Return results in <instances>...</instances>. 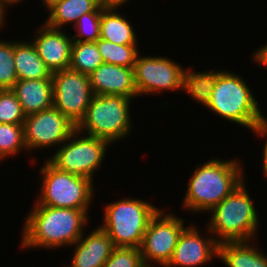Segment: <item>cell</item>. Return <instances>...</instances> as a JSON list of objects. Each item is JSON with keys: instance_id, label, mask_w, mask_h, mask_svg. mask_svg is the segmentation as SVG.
Segmentation results:
<instances>
[{"instance_id": "1", "label": "cell", "mask_w": 267, "mask_h": 267, "mask_svg": "<svg viewBox=\"0 0 267 267\" xmlns=\"http://www.w3.org/2000/svg\"><path fill=\"white\" fill-rule=\"evenodd\" d=\"M25 217L21 234L24 249H60L72 246L90 223L89 210L58 208L33 204ZM86 225V226H85Z\"/></svg>"}, {"instance_id": "2", "label": "cell", "mask_w": 267, "mask_h": 267, "mask_svg": "<svg viewBox=\"0 0 267 267\" xmlns=\"http://www.w3.org/2000/svg\"><path fill=\"white\" fill-rule=\"evenodd\" d=\"M239 161L210 158L198 164L188 179L182 208L201 214L218 205L246 179Z\"/></svg>"}, {"instance_id": "3", "label": "cell", "mask_w": 267, "mask_h": 267, "mask_svg": "<svg viewBox=\"0 0 267 267\" xmlns=\"http://www.w3.org/2000/svg\"><path fill=\"white\" fill-rule=\"evenodd\" d=\"M245 180L218 205L213 207L206 226L220 244L255 241L259 231V214Z\"/></svg>"}, {"instance_id": "4", "label": "cell", "mask_w": 267, "mask_h": 267, "mask_svg": "<svg viewBox=\"0 0 267 267\" xmlns=\"http://www.w3.org/2000/svg\"><path fill=\"white\" fill-rule=\"evenodd\" d=\"M233 71L222 70L206 108L229 122L252 130L266 119L245 79Z\"/></svg>"}, {"instance_id": "5", "label": "cell", "mask_w": 267, "mask_h": 267, "mask_svg": "<svg viewBox=\"0 0 267 267\" xmlns=\"http://www.w3.org/2000/svg\"><path fill=\"white\" fill-rule=\"evenodd\" d=\"M99 225L115 247L140 248L150 219L160 208L139 198H122L103 207Z\"/></svg>"}, {"instance_id": "6", "label": "cell", "mask_w": 267, "mask_h": 267, "mask_svg": "<svg viewBox=\"0 0 267 267\" xmlns=\"http://www.w3.org/2000/svg\"><path fill=\"white\" fill-rule=\"evenodd\" d=\"M122 95H93L84 118L76 129L86 135L108 141L124 140L134 129L130 101Z\"/></svg>"}, {"instance_id": "7", "label": "cell", "mask_w": 267, "mask_h": 267, "mask_svg": "<svg viewBox=\"0 0 267 267\" xmlns=\"http://www.w3.org/2000/svg\"><path fill=\"white\" fill-rule=\"evenodd\" d=\"M38 172L41 176V187L36 199L37 204L58 208L91 209L95 194L92 180L59 170L47 159Z\"/></svg>"}, {"instance_id": "8", "label": "cell", "mask_w": 267, "mask_h": 267, "mask_svg": "<svg viewBox=\"0 0 267 267\" xmlns=\"http://www.w3.org/2000/svg\"><path fill=\"white\" fill-rule=\"evenodd\" d=\"M111 146L104 139L83 135L76 129L47 160L59 170L94 182V173L101 168Z\"/></svg>"}, {"instance_id": "9", "label": "cell", "mask_w": 267, "mask_h": 267, "mask_svg": "<svg viewBox=\"0 0 267 267\" xmlns=\"http://www.w3.org/2000/svg\"><path fill=\"white\" fill-rule=\"evenodd\" d=\"M185 221L174 213L159 209L150 219L140 246L143 262L167 265L180 234L187 227Z\"/></svg>"}, {"instance_id": "10", "label": "cell", "mask_w": 267, "mask_h": 267, "mask_svg": "<svg viewBox=\"0 0 267 267\" xmlns=\"http://www.w3.org/2000/svg\"><path fill=\"white\" fill-rule=\"evenodd\" d=\"M133 70L139 97L143 94L158 95L164 91L182 92L185 68L165 55L163 57L138 54Z\"/></svg>"}, {"instance_id": "11", "label": "cell", "mask_w": 267, "mask_h": 267, "mask_svg": "<svg viewBox=\"0 0 267 267\" xmlns=\"http://www.w3.org/2000/svg\"><path fill=\"white\" fill-rule=\"evenodd\" d=\"M52 82L53 106L77 126L94 95L89 75L65 69L52 73Z\"/></svg>"}, {"instance_id": "12", "label": "cell", "mask_w": 267, "mask_h": 267, "mask_svg": "<svg viewBox=\"0 0 267 267\" xmlns=\"http://www.w3.org/2000/svg\"><path fill=\"white\" fill-rule=\"evenodd\" d=\"M76 130V126L54 106L29 114L23 123L27 151L59 147Z\"/></svg>"}, {"instance_id": "13", "label": "cell", "mask_w": 267, "mask_h": 267, "mask_svg": "<svg viewBox=\"0 0 267 267\" xmlns=\"http://www.w3.org/2000/svg\"><path fill=\"white\" fill-rule=\"evenodd\" d=\"M196 228L191 223L180 234L167 267H201L218 257L219 243L214 239L210 230L205 229L209 233L205 236L207 234L201 235L199 229Z\"/></svg>"}, {"instance_id": "14", "label": "cell", "mask_w": 267, "mask_h": 267, "mask_svg": "<svg viewBox=\"0 0 267 267\" xmlns=\"http://www.w3.org/2000/svg\"><path fill=\"white\" fill-rule=\"evenodd\" d=\"M32 43L51 73L69 69L73 39L63 29L53 28L45 22L37 27Z\"/></svg>"}, {"instance_id": "15", "label": "cell", "mask_w": 267, "mask_h": 267, "mask_svg": "<svg viewBox=\"0 0 267 267\" xmlns=\"http://www.w3.org/2000/svg\"><path fill=\"white\" fill-rule=\"evenodd\" d=\"M89 78L95 95H122L133 100L138 97L133 68L103 63Z\"/></svg>"}, {"instance_id": "16", "label": "cell", "mask_w": 267, "mask_h": 267, "mask_svg": "<svg viewBox=\"0 0 267 267\" xmlns=\"http://www.w3.org/2000/svg\"><path fill=\"white\" fill-rule=\"evenodd\" d=\"M85 233L72 245L75 249L68 267H103L115 248L112 240L100 226Z\"/></svg>"}, {"instance_id": "17", "label": "cell", "mask_w": 267, "mask_h": 267, "mask_svg": "<svg viewBox=\"0 0 267 267\" xmlns=\"http://www.w3.org/2000/svg\"><path fill=\"white\" fill-rule=\"evenodd\" d=\"M11 90L26 116L53 106L52 79L18 80Z\"/></svg>"}, {"instance_id": "18", "label": "cell", "mask_w": 267, "mask_h": 267, "mask_svg": "<svg viewBox=\"0 0 267 267\" xmlns=\"http://www.w3.org/2000/svg\"><path fill=\"white\" fill-rule=\"evenodd\" d=\"M257 244L253 240L220 243L218 259L228 267H267V253Z\"/></svg>"}, {"instance_id": "19", "label": "cell", "mask_w": 267, "mask_h": 267, "mask_svg": "<svg viewBox=\"0 0 267 267\" xmlns=\"http://www.w3.org/2000/svg\"><path fill=\"white\" fill-rule=\"evenodd\" d=\"M14 63L18 80L52 79L32 42L14 40Z\"/></svg>"}, {"instance_id": "20", "label": "cell", "mask_w": 267, "mask_h": 267, "mask_svg": "<svg viewBox=\"0 0 267 267\" xmlns=\"http://www.w3.org/2000/svg\"><path fill=\"white\" fill-rule=\"evenodd\" d=\"M45 23L53 28L63 29L75 25L78 19L89 12H102L99 0H61L48 10Z\"/></svg>"}, {"instance_id": "21", "label": "cell", "mask_w": 267, "mask_h": 267, "mask_svg": "<svg viewBox=\"0 0 267 267\" xmlns=\"http://www.w3.org/2000/svg\"><path fill=\"white\" fill-rule=\"evenodd\" d=\"M117 10V11H116ZM118 8H103L100 23V38L115 44H138L136 30Z\"/></svg>"}, {"instance_id": "22", "label": "cell", "mask_w": 267, "mask_h": 267, "mask_svg": "<svg viewBox=\"0 0 267 267\" xmlns=\"http://www.w3.org/2000/svg\"><path fill=\"white\" fill-rule=\"evenodd\" d=\"M221 69L194 71L191 67L185 68L183 75L182 91L187 92L193 100L203 107H207L210 102L211 94L215 86L217 77Z\"/></svg>"}, {"instance_id": "23", "label": "cell", "mask_w": 267, "mask_h": 267, "mask_svg": "<svg viewBox=\"0 0 267 267\" xmlns=\"http://www.w3.org/2000/svg\"><path fill=\"white\" fill-rule=\"evenodd\" d=\"M103 63L96 42L73 41L69 69L89 75Z\"/></svg>"}, {"instance_id": "24", "label": "cell", "mask_w": 267, "mask_h": 267, "mask_svg": "<svg viewBox=\"0 0 267 267\" xmlns=\"http://www.w3.org/2000/svg\"><path fill=\"white\" fill-rule=\"evenodd\" d=\"M96 44L103 62L117 66L134 68L137 56L140 54L138 44L120 45L101 38Z\"/></svg>"}, {"instance_id": "25", "label": "cell", "mask_w": 267, "mask_h": 267, "mask_svg": "<svg viewBox=\"0 0 267 267\" xmlns=\"http://www.w3.org/2000/svg\"><path fill=\"white\" fill-rule=\"evenodd\" d=\"M25 150L23 124L0 123V156L5 160Z\"/></svg>"}, {"instance_id": "26", "label": "cell", "mask_w": 267, "mask_h": 267, "mask_svg": "<svg viewBox=\"0 0 267 267\" xmlns=\"http://www.w3.org/2000/svg\"><path fill=\"white\" fill-rule=\"evenodd\" d=\"M18 81L14 63V40L0 39V90L12 89Z\"/></svg>"}, {"instance_id": "27", "label": "cell", "mask_w": 267, "mask_h": 267, "mask_svg": "<svg viewBox=\"0 0 267 267\" xmlns=\"http://www.w3.org/2000/svg\"><path fill=\"white\" fill-rule=\"evenodd\" d=\"M101 13L89 12L81 16L72 26L76 33L71 36L73 41L96 42L100 38Z\"/></svg>"}, {"instance_id": "28", "label": "cell", "mask_w": 267, "mask_h": 267, "mask_svg": "<svg viewBox=\"0 0 267 267\" xmlns=\"http://www.w3.org/2000/svg\"><path fill=\"white\" fill-rule=\"evenodd\" d=\"M26 115L11 89L0 90V123L23 124Z\"/></svg>"}, {"instance_id": "29", "label": "cell", "mask_w": 267, "mask_h": 267, "mask_svg": "<svg viewBox=\"0 0 267 267\" xmlns=\"http://www.w3.org/2000/svg\"><path fill=\"white\" fill-rule=\"evenodd\" d=\"M140 248L115 247L103 267H141Z\"/></svg>"}, {"instance_id": "30", "label": "cell", "mask_w": 267, "mask_h": 267, "mask_svg": "<svg viewBox=\"0 0 267 267\" xmlns=\"http://www.w3.org/2000/svg\"><path fill=\"white\" fill-rule=\"evenodd\" d=\"M253 133L255 134V135H257V137L258 138H264V145H263V151H262V156H261V168H263L262 169V172L267 168V118L263 121V122H261V123H259L253 130Z\"/></svg>"}, {"instance_id": "31", "label": "cell", "mask_w": 267, "mask_h": 267, "mask_svg": "<svg viewBox=\"0 0 267 267\" xmlns=\"http://www.w3.org/2000/svg\"><path fill=\"white\" fill-rule=\"evenodd\" d=\"M251 57L254 63H257L261 65L262 67L264 66L266 68L267 67V43L261 47H258L256 51H253V54Z\"/></svg>"}, {"instance_id": "32", "label": "cell", "mask_w": 267, "mask_h": 267, "mask_svg": "<svg viewBox=\"0 0 267 267\" xmlns=\"http://www.w3.org/2000/svg\"><path fill=\"white\" fill-rule=\"evenodd\" d=\"M127 1L129 2V0H99V3L103 8H120Z\"/></svg>"}, {"instance_id": "33", "label": "cell", "mask_w": 267, "mask_h": 267, "mask_svg": "<svg viewBox=\"0 0 267 267\" xmlns=\"http://www.w3.org/2000/svg\"><path fill=\"white\" fill-rule=\"evenodd\" d=\"M7 10L1 3H0V30L2 29V27H4V23L5 21V17L7 14ZM6 12V13H5Z\"/></svg>"}, {"instance_id": "34", "label": "cell", "mask_w": 267, "mask_h": 267, "mask_svg": "<svg viewBox=\"0 0 267 267\" xmlns=\"http://www.w3.org/2000/svg\"><path fill=\"white\" fill-rule=\"evenodd\" d=\"M23 0H0V3L7 8L8 6H15L16 4L21 3ZM7 6V7H6Z\"/></svg>"}, {"instance_id": "35", "label": "cell", "mask_w": 267, "mask_h": 267, "mask_svg": "<svg viewBox=\"0 0 267 267\" xmlns=\"http://www.w3.org/2000/svg\"><path fill=\"white\" fill-rule=\"evenodd\" d=\"M61 0H41V2L44 4L42 6L46 7V10H48L50 7H52L56 2H59Z\"/></svg>"}, {"instance_id": "36", "label": "cell", "mask_w": 267, "mask_h": 267, "mask_svg": "<svg viewBox=\"0 0 267 267\" xmlns=\"http://www.w3.org/2000/svg\"><path fill=\"white\" fill-rule=\"evenodd\" d=\"M159 267H167L166 265H164V264H159L158 265ZM157 266V267H158ZM141 267H156V266H154V264L152 263V265H151V263H143L142 265H141Z\"/></svg>"}, {"instance_id": "37", "label": "cell", "mask_w": 267, "mask_h": 267, "mask_svg": "<svg viewBox=\"0 0 267 267\" xmlns=\"http://www.w3.org/2000/svg\"><path fill=\"white\" fill-rule=\"evenodd\" d=\"M264 177H267V168L263 171Z\"/></svg>"}, {"instance_id": "38", "label": "cell", "mask_w": 267, "mask_h": 267, "mask_svg": "<svg viewBox=\"0 0 267 267\" xmlns=\"http://www.w3.org/2000/svg\"><path fill=\"white\" fill-rule=\"evenodd\" d=\"M1 161H4V159L0 156V162H1ZM0 164H1V163H0Z\"/></svg>"}]
</instances>
